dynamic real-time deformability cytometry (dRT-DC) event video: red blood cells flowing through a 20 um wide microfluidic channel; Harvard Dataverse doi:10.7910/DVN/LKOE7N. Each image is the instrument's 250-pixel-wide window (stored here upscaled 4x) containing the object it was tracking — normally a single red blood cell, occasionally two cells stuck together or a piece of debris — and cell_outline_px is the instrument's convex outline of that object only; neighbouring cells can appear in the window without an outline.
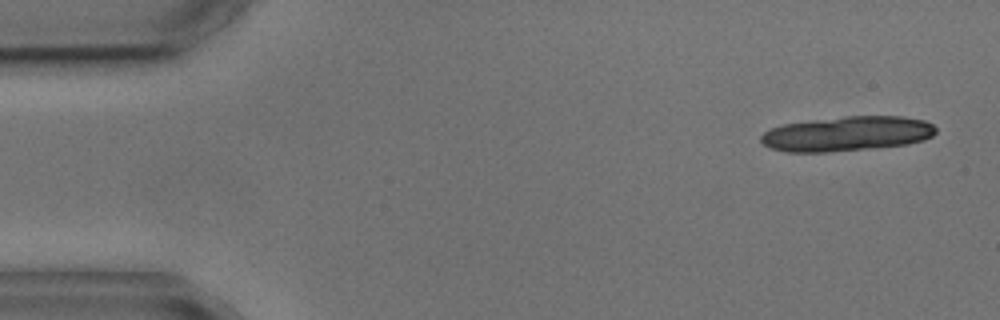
{"species": "common noctule bat (a hibernating species)", "species_latin": "Nyctalus noctula", "temperature_condition": "cold", "stored_images_in_passage": 4, "camera_frame_rate_fps": 3000, "um_per_image_px": 0.085, "animal": {"sex": "male", "body_mass_g": 17.9, "forearm_length_mm": 54.2}, "frame": {"image": 1, "passage_image": 1, "time_ms": 0.0, "image_size_px": [1000, 320], "cell_outline_px": [[936, 132], [932, 136], [924, 140], [908, 144], [828, 152], [784, 152], [772, 148], [764, 144], [760, 140], [760, 136], [764, 132], [772, 128], [784, 124], [844, 116], [904, 116], [924, 120], [932, 124], [936, 128]], "centroid_in_image_um": [72.02, 11.36], "position_along_channel_um": 13.0, "area_um2": 35.32}}